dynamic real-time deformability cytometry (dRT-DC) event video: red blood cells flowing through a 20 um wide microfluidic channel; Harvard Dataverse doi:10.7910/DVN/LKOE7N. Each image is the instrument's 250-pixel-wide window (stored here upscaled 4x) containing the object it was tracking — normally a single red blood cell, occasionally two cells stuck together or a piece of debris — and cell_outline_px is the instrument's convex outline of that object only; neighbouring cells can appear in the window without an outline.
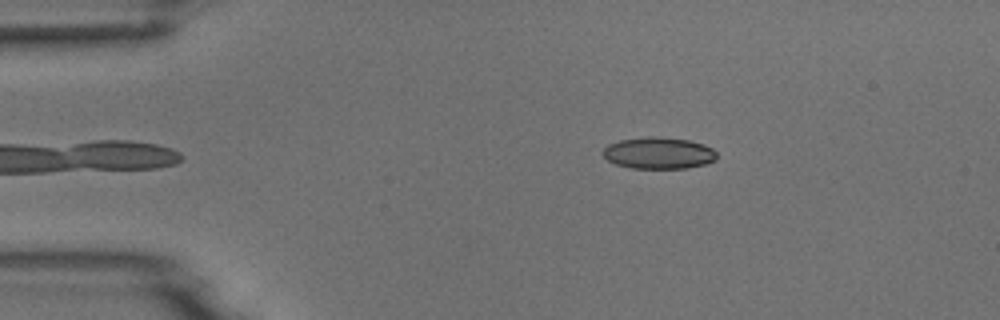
{"species": "common noctule bat (a hibernating species)", "species_latin": "Nyctalus noctula", "temperature_condition": "room temperature", "stored_images_in_passage": 5, "camera_frame_rate_fps": 3000, "um_per_image_px": 0.085, "animal": {"sex": "male", "body_mass_g": 18.8}, "frame": {"image": 1, "passage_image": 5, "time_ms": 5.333, "image_size_px": [1000, 320], "cell_outline_px": [[716, 160], [704, 164], [688, 168], [632, 168], [616, 164], [608, 160], [604, 156], [604, 148], [608, 144], [620, 140], [648, 136], [652, 136], [688, 140], [704, 144], [712, 148], [716, 152]], "centroid_in_image_um": [56.0, 13.01], "position_along_channel_um": 29.0, "area_um2": 20.87}}